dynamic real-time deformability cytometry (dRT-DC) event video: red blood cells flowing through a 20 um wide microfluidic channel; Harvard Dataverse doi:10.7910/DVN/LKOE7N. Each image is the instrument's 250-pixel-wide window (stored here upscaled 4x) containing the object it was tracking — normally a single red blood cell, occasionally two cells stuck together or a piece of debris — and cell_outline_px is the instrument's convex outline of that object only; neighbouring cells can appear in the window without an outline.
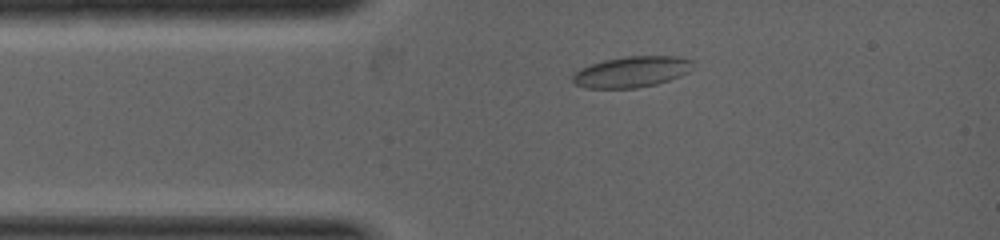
{"species": "common noctule bat (a hibernating species)", "species_latin": "Nyctalus noctula", "temperature_condition": "warm", "stored_images_in_passage": 6, "camera_frame_rate_fps": 5000, "um_per_image_px": 0.085, "animal": {"sex": "female", "body_mass_g": 19.0, "forearm_length_mm": 53.3}, "frame": {"image": 1, "passage_image": 2, "time_ms": 0.4, "image_size_px": [1000, 240], "cell_outline_px": [[696, 60], [688, 72], [680, 76], [656, 84], [636, 88], [584, 88], [576, 84], [572, 80], [572, 76], [580, 68], [604, 60], [628, 56], [680, 56]], "centroid_in_image_um": [53.72, 6.1], "position_along_channel_um": 31.3, "area_um2": 21.73}}
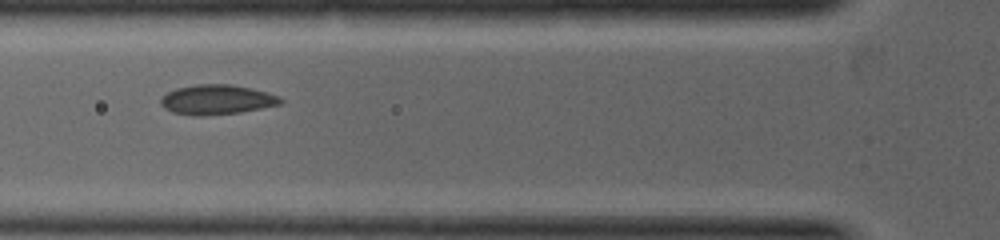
{"frame": {"image": 2, "passage_image": 5, "time_ms": 1.6, "image_size_px": [1000, 240], "cell_outline_px": [[284, 104], [240, 112], [204, 116], [192, 116], [172, 112], [164, 108], [160, 104], [160, 96], [176, 88], [196, 84], [232, 84], [252, 88], [280, 96], [284, 100]], "centroid_in_image_um": [18.43, 8.47], "position_along_channel_um": 107.4, "area_um2": 21.15}}
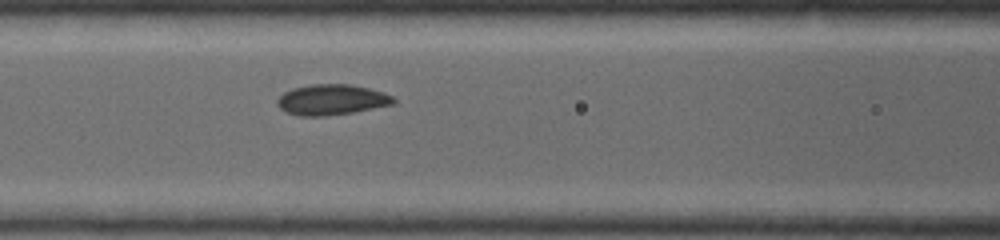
{"frame": {"image": 3, "passage_image": 6, "time_ms": 2.0, "image_size_px": [1000, 240], "cell_outline_px": [[396, 104], [352, 112], [324, 116], [300, 116], [284, 112], [276, 104], [276, 100], [284, 92], [292, 88], [312, 84], [348, 84], [368, 88], [384, 92], [392, 96], [396, 100]], "centroid_in_image_um": [28.17, 8.48], "position_along_channel_um": 138.4, "area_um2": 20.81}}